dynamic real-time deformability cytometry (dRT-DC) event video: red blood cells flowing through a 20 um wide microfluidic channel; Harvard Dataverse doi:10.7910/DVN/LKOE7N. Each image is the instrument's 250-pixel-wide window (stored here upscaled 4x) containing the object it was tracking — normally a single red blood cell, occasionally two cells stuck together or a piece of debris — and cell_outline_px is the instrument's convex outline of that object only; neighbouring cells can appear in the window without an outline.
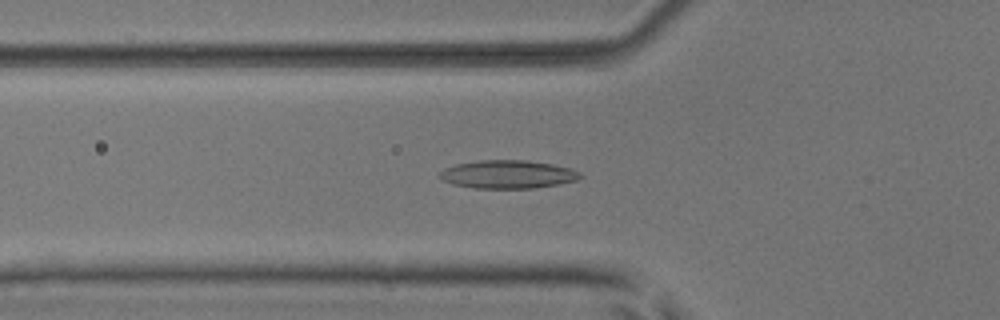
{"species": "common noctule bat (a hibernating species)", "species_latin": "Nyctalus noctula", "temperature_condition": "room temperature", "stored_images_in_passage": 52, "camera_frame_rate_fps": 3000, "um_per_image_px": 0.085, "animal": {"sex": "male", "body_mass_g": 17.9, "forearm_length_mm": 54.2}, "frame": {"image": 1, "passage_image": 18, "time_ms": 5.667, "image_size_px": [1000, 320], "cell_outline_px": [[584, 176], [576, 180], [556, 184], [532, 188], [476, 188], [452, 184], [436, 176], [444, 168], [456, 164], [480, 160], [528, 160], [552, 164], [568, 168], [580, 172]], "centroid_in_image_um": [43.13, 14.81], "position_along_channel_um": 82.7, "area_um2": 23.0}}
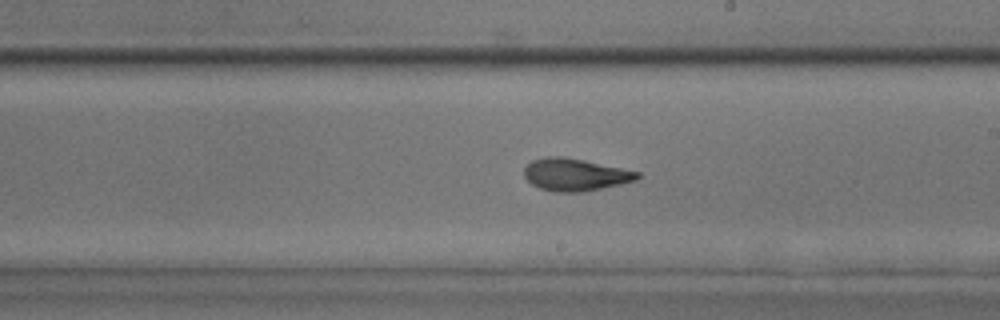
{"frame": {"image": 2, "passage_image": 30, "time_ms": 9.667, "image_size_px": [1000, 320], "cell_outline_px": [[640, 176], [636, 180], [620, 184], [580, 192], [556, 192], [540, 188], [532, 184], [524, 176], [524, 168], [532, 160], [544, 156], [560, 156], [584, 160], [640, 172]], "centroid_in_image_um": [48.86, 14.83], "position_along_channel_um": 240.1, "area_um2": 21.15}}
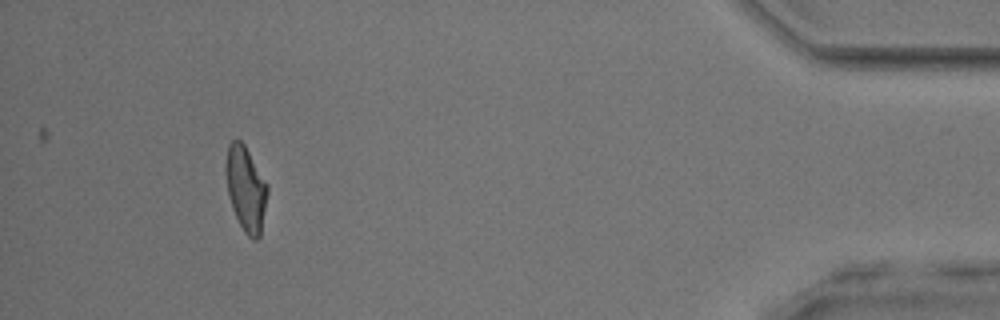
{"frame": {"image": 3, "passage_image": 48, "time_ms": 15.667, "image_size_px": [1000, 320], "cell_outline_px": [[268, 192], [260, 236], [256, 240], [252, 240], [244, 232], [232, 208], [228, 192], [224, 172], [228, 144], [232, 140], [240, 140], [244, 144], [268, 184]], "centroid_in_image_um": [20.89, 16.03], "position_along_channel_um": 414.3, "area_um2": 20.63}, "authors_computed_cell_mechanics": {"area_um2": 21.1548, "velocity_mm_per_s": 3.9426, "shape_relaxation_time_tau1_ms": 7.9806, "shape_relaxation_time_tau2_ms": 2.2924, "deformation_change_tau1": 0.2234, "deformation_change_tau2": 0.0998}}